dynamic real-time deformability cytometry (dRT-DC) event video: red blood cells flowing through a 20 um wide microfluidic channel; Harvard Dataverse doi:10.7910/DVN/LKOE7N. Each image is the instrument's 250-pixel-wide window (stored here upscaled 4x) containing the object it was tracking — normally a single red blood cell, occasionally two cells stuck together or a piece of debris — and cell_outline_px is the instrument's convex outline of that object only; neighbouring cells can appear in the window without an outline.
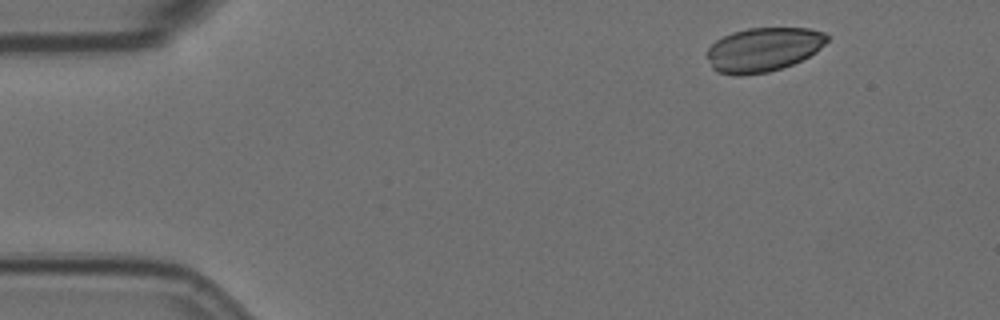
{"species": "Egyptian fruit bat (a non-hibernating species)", "species_latin": "Rousettus aegyptiacus", "temperature_condition": "room temperature", "stored_images_in_passage": 4, "camera_frame_rate_fps": 3000, "um_per_image_px": 0.085, "animal": {"sex": "female"}, "frame": {"image": 1, "passage_image": 1, "time_ms": 0.0, "image_size_px": [1000, 320], "cell_outline_px": [[828, 40], [816, 52], [792, 64], [768, 72], [740, 76], [736, 76], [716, 72], [712, 68], [708, 56], [708, 48], [716, 40], [732, 32], [748, 28], [808, 28], [824, 32], [828, 36]], "centroid_in_image_um": [64.87, 4.21], "position_along_channel_um": 20.1, "area_um2": 30.75}}